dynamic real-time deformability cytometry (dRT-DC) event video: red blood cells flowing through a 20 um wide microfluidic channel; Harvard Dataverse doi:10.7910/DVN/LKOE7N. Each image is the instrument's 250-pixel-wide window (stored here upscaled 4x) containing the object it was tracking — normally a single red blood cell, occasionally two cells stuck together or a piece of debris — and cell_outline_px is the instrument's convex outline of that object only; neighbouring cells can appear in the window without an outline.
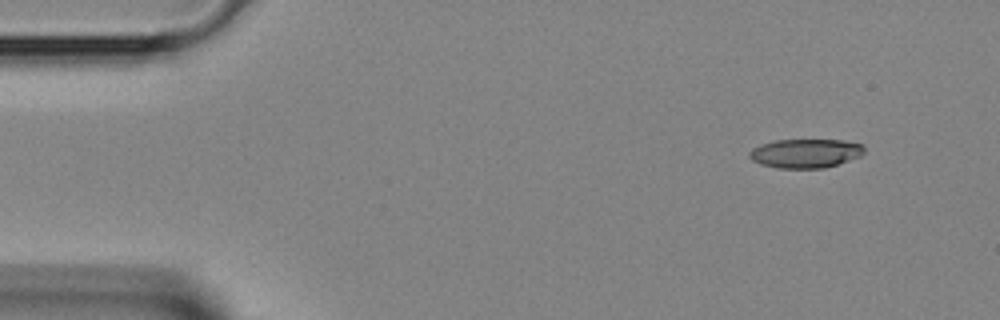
{"species": "Egyptian fruit bat (a non-hibernating species)", "species_latin": "Rousettus aegyptiacus", "temperature_condition": "room temperature", "stored_images_in_passage": 4, "segment_of_instrument_passage": [2, 2], "camera_frame_rate_fps": 3000, "um_per_image_px": 0.085, "animal": {"sex": "female"}, "frame": {"image": 1, "passage_image": 4, "time_ms": 1.0, "image_size_px": [1000, 320], "cell_outline_px": [[864, 152], [860, 156], [824, 168], [776, 168], [760, 164], [752, 160], [748, 156], [748, 152], [752, 148], [760, 144], [776, 140], [844, 140], [860, 144], [864, 148]], "centroid_in_image_um": [68.41, 13.03], "position_along_channel_um": 16.6, "area_um2": 19.36}}